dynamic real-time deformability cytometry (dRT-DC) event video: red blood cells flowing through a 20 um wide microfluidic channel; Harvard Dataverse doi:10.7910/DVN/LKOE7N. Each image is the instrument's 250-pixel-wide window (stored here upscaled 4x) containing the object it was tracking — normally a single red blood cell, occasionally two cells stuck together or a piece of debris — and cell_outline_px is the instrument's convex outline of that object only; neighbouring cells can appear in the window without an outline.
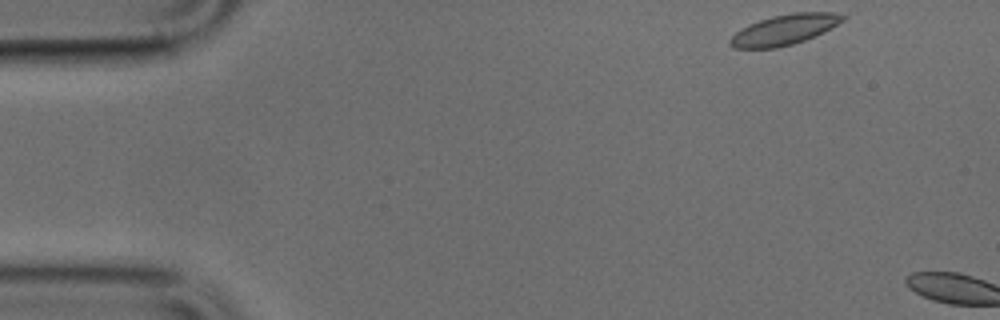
{"species": "common noctule bat (a hibernating species)", "species_latin": "Nyctalus noctula", "temperature_condition": "cold", "stored_images_in_passage": 3, "camera_frame_rate_fps": 3000, "um_per_image_px": 0.085, "animal": {"sex": "male", "body_mass_g": 17.9, "forearm_length_mm": 54.2}, "frame": {"image": 1, "passage_image": 1, "time_ms": 0.0, "image_size_px": [1000, 320], "cell_outline_px": [[848, 16], [844, 20], [824, 32], [816, 36], [792, 44], [776, 48], [732, 48], [728, 44], [728, 40], [740, 28], [748, 24], [772, 16], [792, 12], [832, 12]], "centroid_in_image_um": [66.66, 2.52], "position_along_channel_um": 18.3, "area_um2": 20.06}}